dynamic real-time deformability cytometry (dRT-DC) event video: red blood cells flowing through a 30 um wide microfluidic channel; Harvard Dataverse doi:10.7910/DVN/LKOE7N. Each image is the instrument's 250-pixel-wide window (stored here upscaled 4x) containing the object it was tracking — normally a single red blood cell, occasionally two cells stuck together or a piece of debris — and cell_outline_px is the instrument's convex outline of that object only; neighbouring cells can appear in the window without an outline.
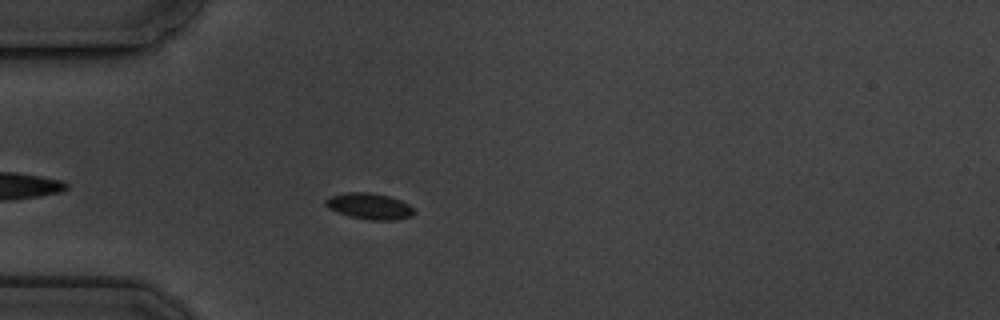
{"species": "common noctule bat (a hibernating species)", "species_latin": "Nyctalus noctula", "temperature_condition": "cold", "stored_images_in_passage": 10, "camera_frame_rate_fps": 3000, "um_per_image_px": 0.085, "animal": {"sex": "male", "body_mass_g": 19.5, "forearm_length_mm": 54.6}, "frame": {"image": 1, "passage_image": 4, "time_ms": 3.667, "image_size_px": [1000, 320], "cell_outline_px": [[416, 212], [412, 216], [396, 220], [368, 220], [348, 216], [336, 212], [328, 208], [324, 204], [324, 200], [328, 196], [344, 192], [368, 192], [388, 196], [400, 200], [408, 204]], "centroid_in_image_um": [31.35, 17.53], "position_along_channel_um": 53.6, "area_um2": 13.7}}
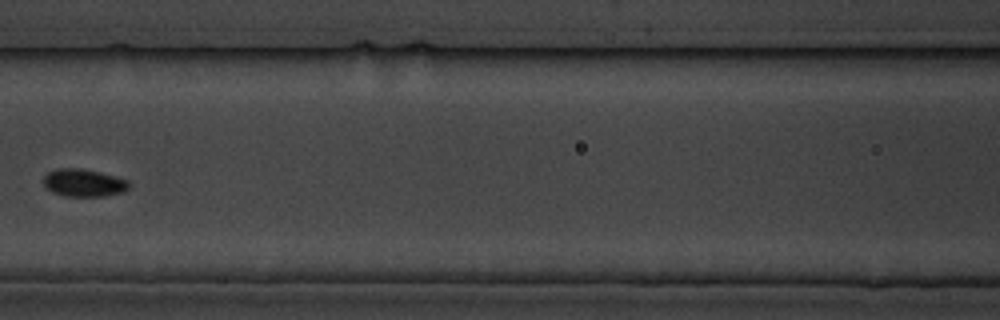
{"frame": {"image": 2, "passage_image": 7, "time_ms": 7.0, "image_size_px": [1000, 320], "cell_outline_px": [[128, 188], [124, 192], [104, 196], [64, 196], [52, 192], [44, 184], [44, 176], [48, 172], [56, 168], [80, 168], [100, 172], [116, 176], [128, 180]], "centroid_in_image_um": [7.12, 15.53], "position_along_channel_um": 159.5, "area_um2": 13.76}}